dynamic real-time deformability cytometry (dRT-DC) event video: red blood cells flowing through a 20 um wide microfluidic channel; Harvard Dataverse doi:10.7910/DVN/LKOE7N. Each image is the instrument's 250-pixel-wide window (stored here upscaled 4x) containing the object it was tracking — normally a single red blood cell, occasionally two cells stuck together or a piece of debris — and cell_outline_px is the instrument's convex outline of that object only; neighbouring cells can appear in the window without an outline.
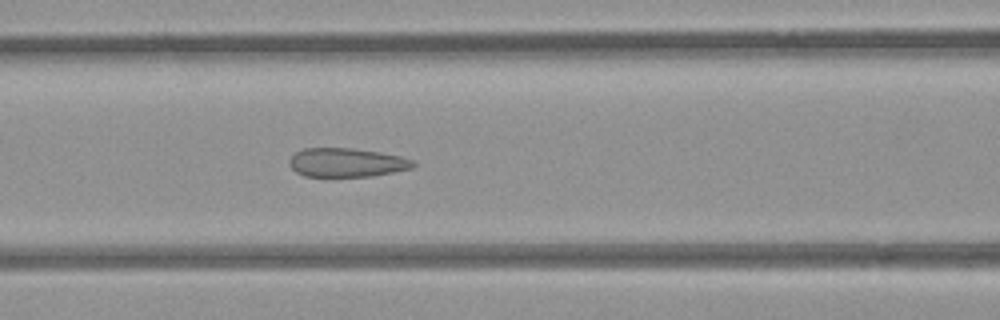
{"species": "common noctule bat (a hibernating species)", "species_latin": "Nyctalus noctula", "temperature_condition": "room temperature", "stored_images_in_passage": 50, "camera_frame_rate_fps": 3000, "um_per_image_px": 0.085, "animal": {"sex": "female", "body_mass_g": 21.9}, "frame": {"image": 1, "passage_image": 20, "time_ms": 6.333, "image_size_px": [1000, 320], "cell_outline_px": [[416, 164], [412, 168], [372, 176], [304, 176], [296, 172], [288, 164], [288, 160], [296, 152], [304, 148], [352, 148], [380, 152], [400, 156], [412, 160]], "centroid_in_image_um": [29.44, 13.81], "position_along_channel_um": 137.2, "area_um2": 20.75}}
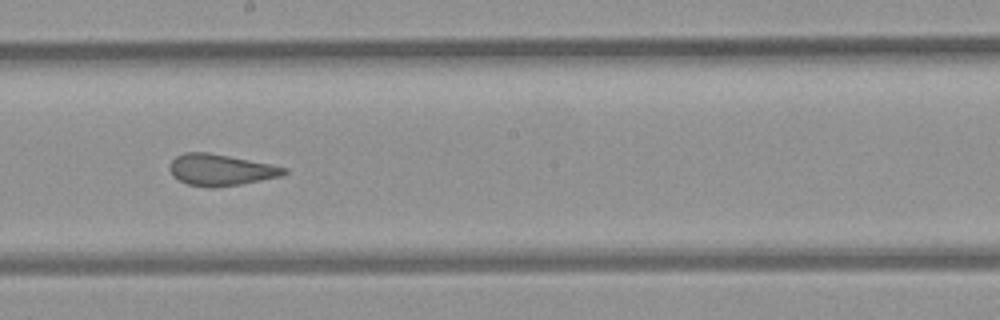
{"frame": {"image": 2, "passage_image": 27, "time_ms": 8.667, "image_size_px": [1000, 320], "cell_outline_px": [[288, 172], [280, 176], [240, 184], [216, 188], [208, 188], [188, 184], [172, 176], [168, 168], [168, 164], [176, 156], [184, 152], [208, 152], [272, 164], [288, 168]], "centroid_in_image_um": [18.73, 14.44], "position_along_channel_um": 229.5, "area_um2": 21.1}}
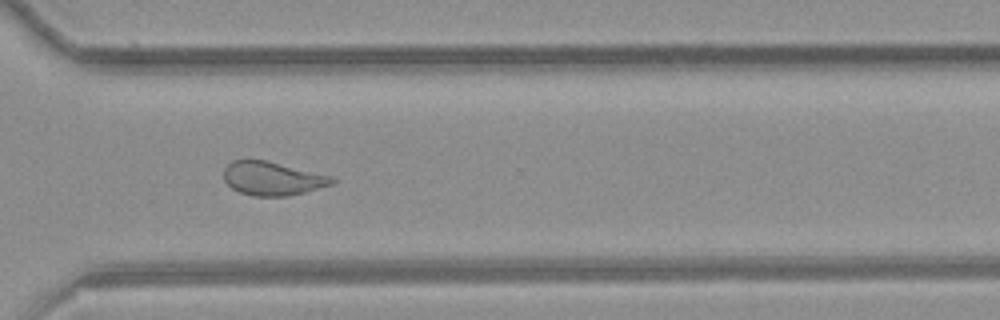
{"frame": {"image": 3, "passage_image": 36, "time_ms": 11.667, "image_size_px": [1000, 320], "cell_outline_px": [[336, 184], [288, 196], [252, 196], [240, 192], [232, 188], [224, 180], [224, 168], [232, 160], [264, 160], [332, 176], [336, 180]], "centroid_in_image_um": [23.17, 15.18], "position_along_channel_um": 347.4, "area_um2": 21.15}, "authors_computed_cell_mechanics": {"area_um2": 22.7732, "velocity_mm_per_s": 3.9442, "shape_relaxation_time_tau1_ms": null, "shape_relaxation_time_tau2_ms": 1.2952, "deformation_change_tau1": null, "deformation_change_tau2": 0.0704}}